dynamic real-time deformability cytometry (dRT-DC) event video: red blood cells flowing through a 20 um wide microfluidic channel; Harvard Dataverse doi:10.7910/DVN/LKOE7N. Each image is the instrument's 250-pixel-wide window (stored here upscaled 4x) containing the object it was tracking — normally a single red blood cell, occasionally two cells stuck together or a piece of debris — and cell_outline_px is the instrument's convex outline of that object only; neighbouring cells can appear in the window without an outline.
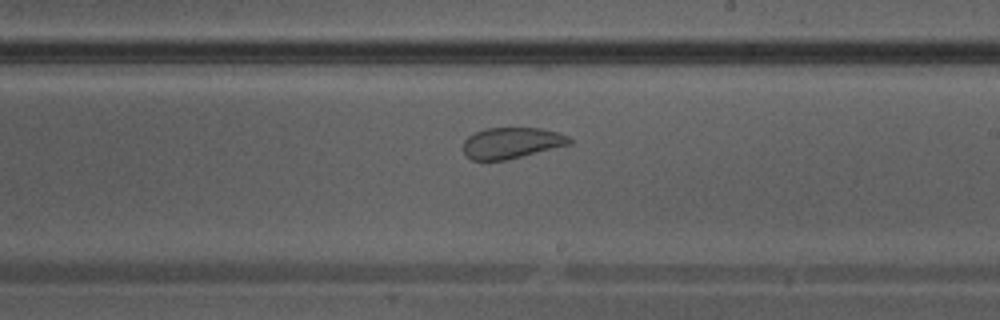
{"species": "Egyptian fruit bat (a non-hibernating species)", "species_latin": "Rousettus aegyptiacus", "temperature_condition": "warm", "stored_images_in_passage": 30, "camera_frame_rate_fps": 3000, "um_per_image_px": 0.085, "animal": {"sex": "male"}, "frame": {"image": 1, "passage_image": 13, "time_ms": 4.0, "image_size_px": [1000, 320], "cell_outline_px": [[572, 144], [504, 160], [472, 160], [464, 152], [464, 140], [468, 136], [484, 128], [540, 128], [560, 132], [568, 136], [572, 140]], "centroid_in_image_um": [43.51, 12.13], "position_along_channel_um": 245.5, "area_um2": 19.13}}
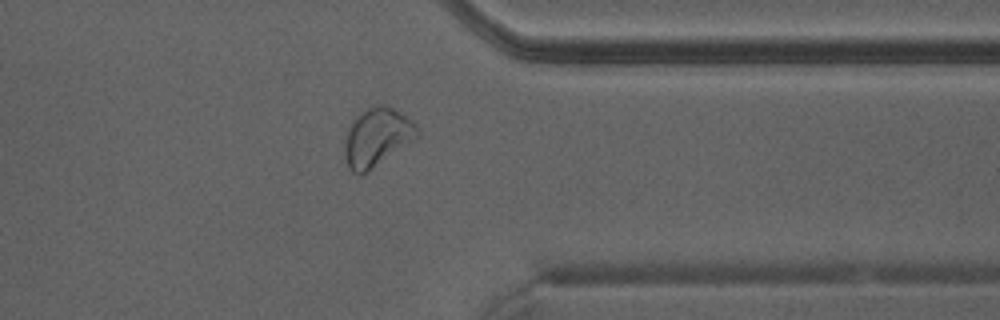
{"frame": {"image": 2, "passage_image": 21, "time_ms": 6.667, "image_size_px": [1000, 320], "cell_outline_px": [[420, 132], [416, 136], [368, 172], [360, 176], [352, 172], [348, 168], [344, 156], [344, 140], [348, 124], [360, 112], [372, 104], [388, 104], [412, 120], [416, 124]], "centroid_in_image_um": [31.97, 11.63], "position_along_channel_um": 379.4, "area_um2": 24.91}}